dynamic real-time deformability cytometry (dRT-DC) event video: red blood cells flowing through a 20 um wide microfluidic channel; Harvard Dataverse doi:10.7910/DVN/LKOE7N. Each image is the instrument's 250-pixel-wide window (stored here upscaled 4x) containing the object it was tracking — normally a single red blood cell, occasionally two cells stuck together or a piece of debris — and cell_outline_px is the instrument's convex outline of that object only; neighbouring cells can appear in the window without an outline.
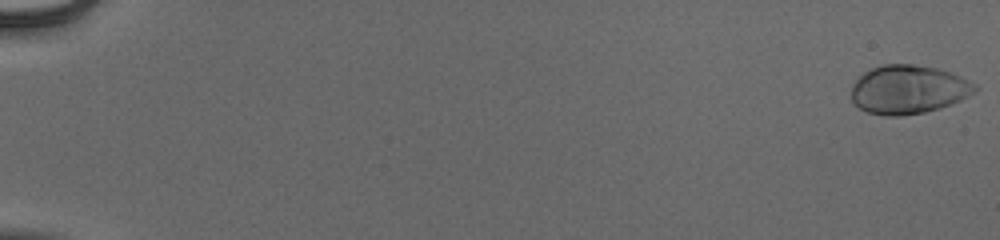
{"species": "human", "species_latin": "Homo sapiens", "temperature_condition": "cold", "stored_images_in_passage": 55, "camera_frame_rate_fps": 3000, "um_per_image_px": 0.085, "donor": {"sex": "male"}, "frame": {"image": 1, "passage_image": 1, "time_ms": 0.0, "image_size_px": [1000, 240], "cell_outline_px": [[976, 88], [968, 96], [952, 104], [940, 108], [924, 112], [900, 116], [888, 116], [868, 112], [860, 108], [852, 100], [852, 84], [868, 68], [880, 64], [912, 64], [936, 68], [960, 76], [976, 84]], "centroid_in_image_um": [77.18, 7.6], "position_along_channel_um": 7.8, "area_um2": 34.97}}
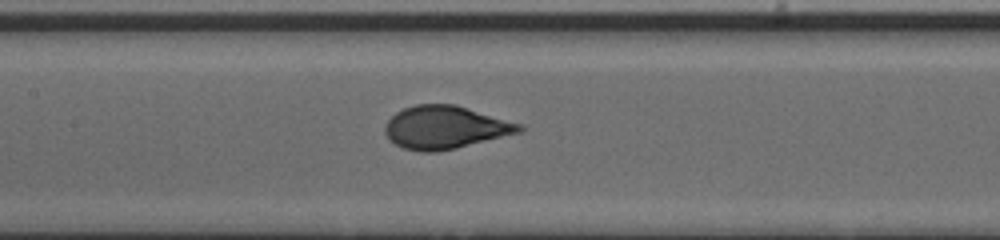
{"frame": {"image": 2, "passage_image": 29, "time_ms": 9.333, "image_size_px": [1000, 240], "cell_outline_px": [[524, 132], [456, 148], [436, 152], [420, 152], [404, 148], [396, 144], [384, 132], [384, 124], [396, 112], [404, 108], [416, 104], [456, 104], [524, 124]], "centroid_in_image_um": [37.9, 10.82], "position_along_channel_um": 169.5, "area_um2": 33.93}}
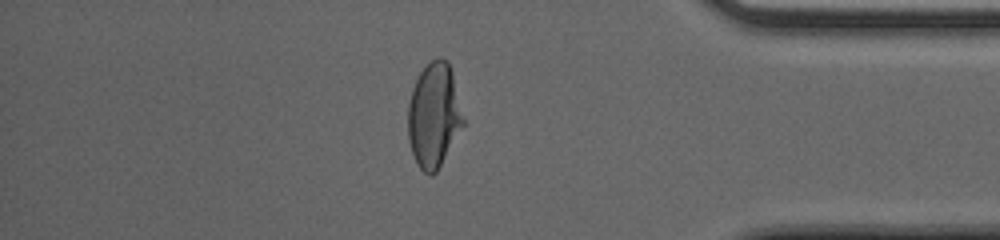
{"frame": {"image": 3, "passage_image": 48, "time_ms": 15.667, "image_size_px": [1000, 240], "cell_outline_px": [[464, 124], [436, 172], [432, 176], [428, 176], [416, 164], [408, 140], [408, 104], [412, 88], [420, 72], [432, 60], [440, 56], [448, 60], [452, 72], [464, 120]], "centroid_in_image_um": [36.87, 9.81], "position_along_channel_um": 398.3, "area_um2": 33.52}, "authors_computed_cell_mechanics": {"area_um2": 33.6974, "velocity_mm_per_s": 3.9399, "shape_relaxation_time_tau1_ms": 4.5982, "shape_relaxation_time_tau2_ms": null, "deformation_change_tau1": 0.1904, "deformation_change_tau2": null}}